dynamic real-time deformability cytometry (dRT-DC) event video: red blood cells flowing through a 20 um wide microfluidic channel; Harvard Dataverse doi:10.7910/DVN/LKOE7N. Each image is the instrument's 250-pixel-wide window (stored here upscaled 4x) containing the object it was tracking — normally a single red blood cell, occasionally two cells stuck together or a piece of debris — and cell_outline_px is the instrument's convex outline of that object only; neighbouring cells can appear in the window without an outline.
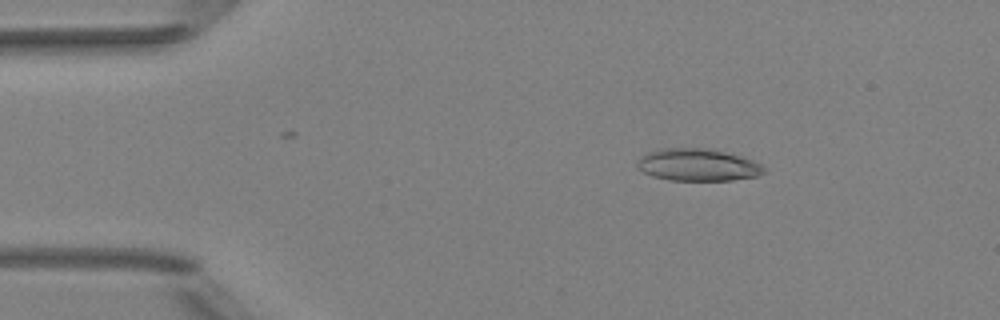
{"species": "Egyptian fruit bat (a non-hibernating species)", "species_latin": "Rousettus aegyptiacus", "temperature_condition": "room temperature", "stored_images_in_passage": 29, "camera_frame_rate_fps": 3000, "um_per_image_px": 0.085, "animal": {"sex": "female"}, "frame": {"image": 1, "passage_image": 8, "time_ms": 2.333, "image_size_px": [1000, 320], "cell_outline_px": [[768, 172], [756, 176], [732, 180], [668, 180], [652, 176], [636, 168], [636, 160], [648, 152], [660, 148], [712, 148], [740, 156], [752, 160], [768, 168]], "centroid_in_image_um": [59.31, 14.01], "position_along_channel_um": 25.7, "area_um2": 24.1}}
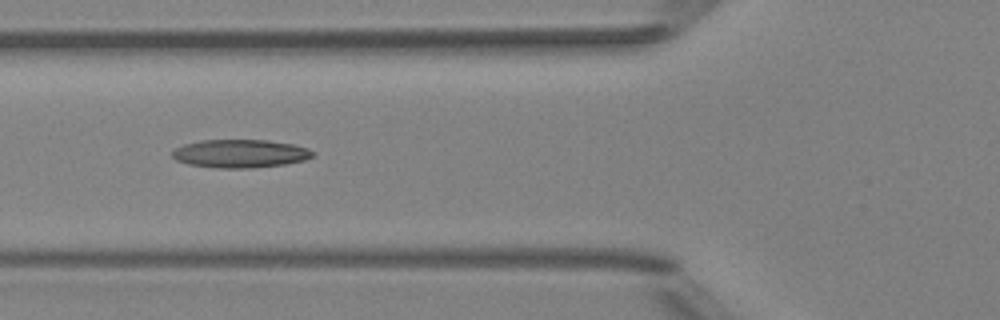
{"frame": {"image": 2, "passage_image": 19, "time_ms": 6.0, "image_size_px": [1000, 320], "cell_outline_px": [[316, 152], [312, 156], [304, 160], [284, 164], [252, 168], [216, 168], [188, 164], [176, 160], [172, 156], [172, 152], [176, 148], [184, 144], [200, 140], [268, 140], [292, 144], [308, 148]], "centroid_in_image_um": [20.41, 13.05], "position_along_channel_um": 105.4, "area_um2": 23.12}}
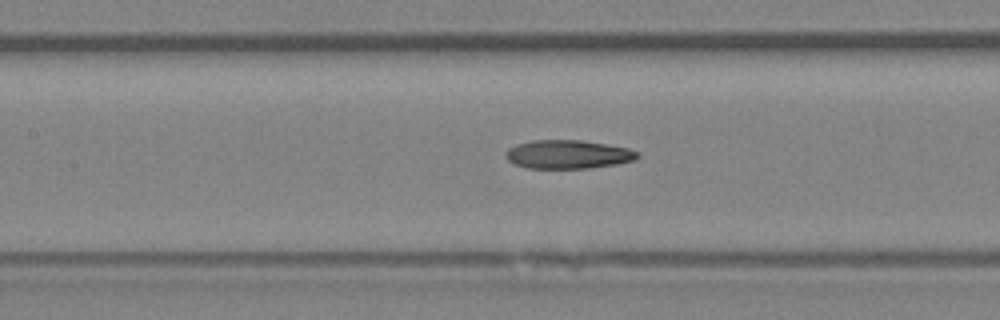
{"frame": {"image": 3, "passage_image": 23, "time_ms": 7.333, "image_size_px": [1000, 320], "cell_outline_px": [[640, 156], [636, 160], [616, 164], [588, 168], [528, 168], [516, 164], [508, 160], [504, 156], [504, 152], [508, 148], [516, 144], [532, 140], [580, 140], [608, 144], [628, 148], [640, 152]], "centroid_in_image_um": [48.29, 13.11], "position_along_channel_um": 159.1, "area_um2": 22.14}}